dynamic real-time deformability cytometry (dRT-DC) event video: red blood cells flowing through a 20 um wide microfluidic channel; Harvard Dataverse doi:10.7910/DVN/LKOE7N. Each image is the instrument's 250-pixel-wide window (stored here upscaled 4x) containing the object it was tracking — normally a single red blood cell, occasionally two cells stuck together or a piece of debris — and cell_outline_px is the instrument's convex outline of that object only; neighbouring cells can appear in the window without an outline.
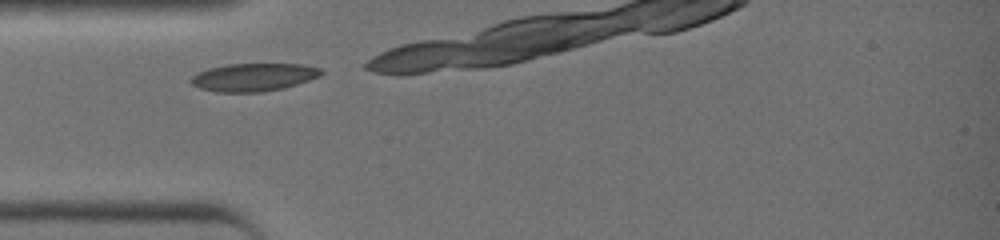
{"species": "common noctule bat (a hibernating species)", "species_latin": "Nyctalus noctula", "temperature_condition": "warm", "stored_images_in_passage": 3, "camera_frame_rate_fps": 3000, "um_per_image_px": 0.085, "animal": {"sex": "female", "body_mass_g": 19.0, "forearm_length_mm": 51.5}, "frame": {"image": 1, "passage_image": 1, "time_ms": 0.0, "image_size_px": [1000, 240], "cell_outline_px": [[324, 72], [320, 76], [284, 88], [260, 92], [216, 92], [200, 88], [192, 84], [188, 80], [196, 72], [208, 68], [228, 64], [304, 64], [320, 68]], "centroid_in_image_um": [21.53, 6.56], "position_along_channel_um": 63.5, "area_um2": 21.27}}